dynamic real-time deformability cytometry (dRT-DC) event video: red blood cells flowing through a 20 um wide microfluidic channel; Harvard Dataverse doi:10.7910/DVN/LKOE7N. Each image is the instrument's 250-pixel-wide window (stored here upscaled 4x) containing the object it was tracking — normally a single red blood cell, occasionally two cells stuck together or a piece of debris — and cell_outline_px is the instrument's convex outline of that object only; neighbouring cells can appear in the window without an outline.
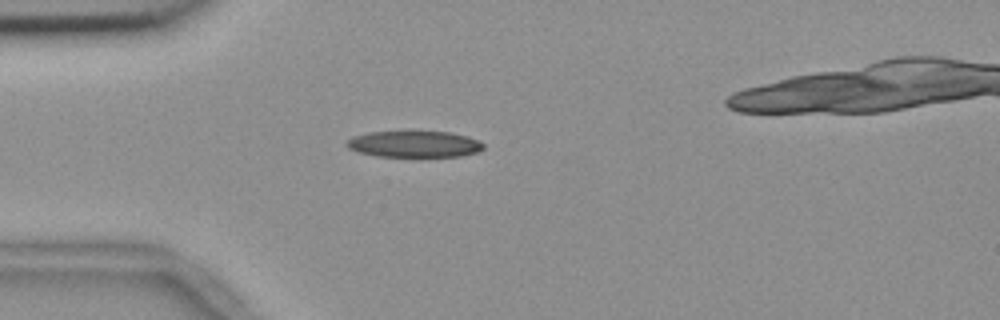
{"species": "common noctule bat (a hibernating species)", "species_latin": "Nyctalus noctula", "temperature_condition": "room temperature", "stored_images_in_passage": 37, "camera_frame_rate_fps": 3000, "um_per_image_px": 0.085, "animal": {"sex": "female", "body_mass_g": 18.4}, "frame": {"image": 1, "passage_image": 1, "time_ms": 0.0, "image_size_px": [1000, 320], "cell_outline_px": [[484, 148], [476, 152], [460, 156], [376, 156], [356, 152], [348, 148], [344, 144], [352, 136], [368, 132], [408, 128], [412, 128], [452, 132], [468, 136], [480, 140], [484, 144]], "centroid_in_image_um": [35.18, 12.18], "position_along_channel_um": 49.8, "area_um2": 22.31}}
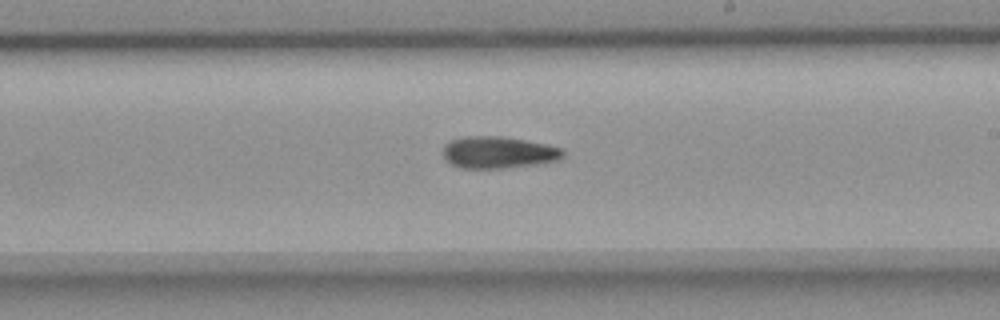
{"frame": {"image": 2, "passage_image": 18, "time_ms": 5.667, "image_size_px": [1000, 320], "cell_outline_px": [[564, 156], [560, 160], [532, 164], [500, 168], [460, 168], [452, 164], [444, 156], [444, 144], [448, 140], [464, 136], [500, 136], [524, 140], [564, 148]], "centroid_in_image_um": [42.35, 12.94], "position_along_channel_um": 246.7, "area_um2": 22.14}}
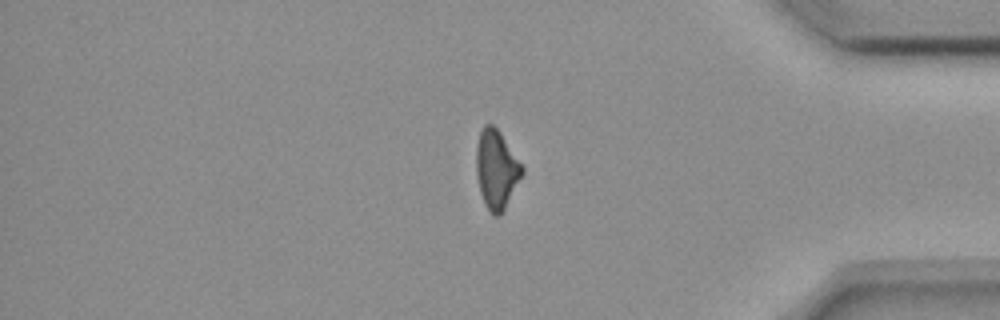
{"frame": {"image": 3, "passage_image": 32, "time_ms": 10.333, "image_size_px": [1000, 320], "cell_outline_px": [[524, 172], [500, 216], [492, 216], [480, 192], [476, 172], [476, 148], [480, 132], [484, 124], [492, 124], [500, 132], [524, 168]], "centroid_in_image_um": [42.19, 14.39], "position_along_channel_um": 393.0, "area_um2": 20.75}}